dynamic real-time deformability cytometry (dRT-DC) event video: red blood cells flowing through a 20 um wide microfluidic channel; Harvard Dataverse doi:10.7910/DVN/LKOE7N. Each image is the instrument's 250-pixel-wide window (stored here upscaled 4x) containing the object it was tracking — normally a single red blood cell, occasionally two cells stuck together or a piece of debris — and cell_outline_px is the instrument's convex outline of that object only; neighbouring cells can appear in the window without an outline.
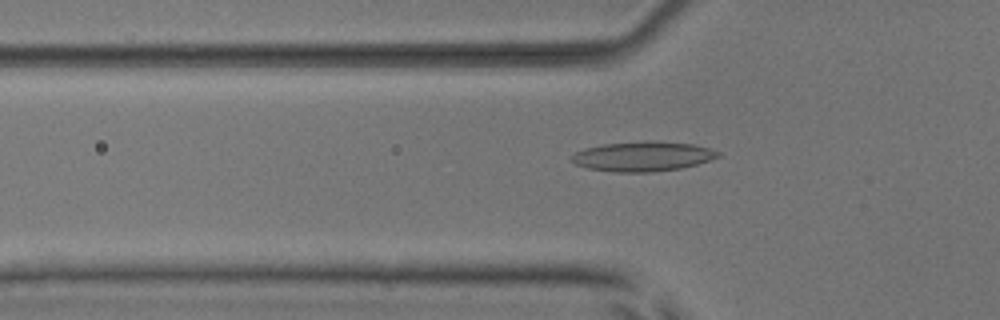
{"species": "common noctule bat (a hibernating species)", "species_latin": "Nyctalus noctula", "temperature_condition": "room temperature", "stored_images_in_passage": 53, "camera_frame_rate_fps": 3000, "um_per_image_px": 0.085, "animal": {"sex": "male", "body_mass_g": 17.9, "forearm_length_mm": 54.2}, "frame": {"image": 1, "passage_image": 18, "time_ms": 5.667, "image_size_px": [1000, 320], "cell_outline_px": [[720, 156], [696, 164], [680, 168], [652, 172], [616, 172], [588, 168], [576, 164], [568, 156], [584, 148], [604, 144], [648, 140], [656, 140], [692, 144], [708, 148], [720, 152]], "centroid_in_image_um": [54.61, 13.28], "position_along_channel_um": 71.2, "area_um2": 25.37}}
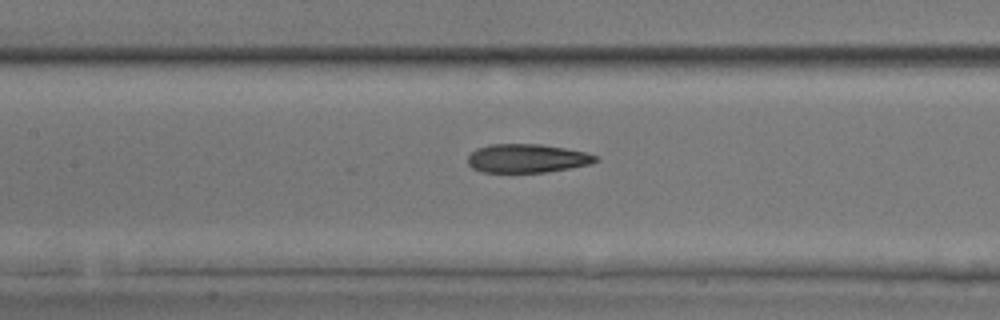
{"frame": {"image": 2, "passage_image": 25, "time_ms": 8.0, "image_size_px": [1000, 320], "cell_outline_px": [[600, 160], [592, 164], [548, 172], [480, 172], [472, 168], [468, 164], [468, 156], [476, 148], [488, 144], [540, 144], [564, 148], [584, 152], [600, 156]], "centroid_in_image_um": [44.82, 13.46], "position_along_channel_um": 162.6, "area_um2": 21.56}}
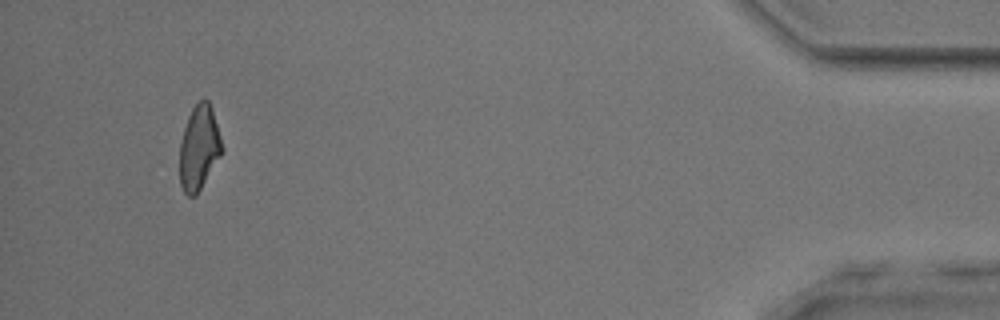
{"frame": {"image": 3, "passage_image": 50, "time_ms": 16.333, "image_size_px": [1000, 320], "cell_outline_px": [[224, 148], [220, 156], [196, 196], [188, 196], [184, 192], [180, 184], [180, 140], [188, 116], [192, 108], [204, 96], [208, 100], [212, 108]], "centroid_in_image_um": [16.92, 12.53], "position_along_channel_um": 418.3, "area_um2": 20.87}, "authors_computed_cell_mechanics": {"area_um2": 22.253, "velocity_mm_per_s": 3.9138, "shape_relaxation_time_tau1_ms": 7.8882, "shape_relaxation_time_tau2_ms": 2.3779, "deformation_change_tau1": 0.1758, "deformation_change_tau2": 0.1137}}